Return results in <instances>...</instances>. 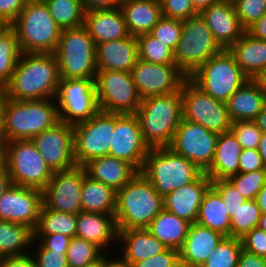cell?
<instances>
[{
  "label": "cell",
  "instance_id": "cell-18",
  "mask_svg": "<svg viewBox=\"0 0 266 267\" xmlns=\"http://www.w3.org/2000/svg\"><path fill=\"white\" fill-rule=\"evenodd\" d=\"M131 75L141 99L179 92L188 78L176 65L148 63L138 59Z\"/></svg>",
  "mask_w": 266,
  "mask_h": 267
},
{
  "label": "cell",
  "instance_id": "cell-5",
  "mask_svg": "<svg viewBox=\"0 0 266 267\" xmlns=\"http://www.w3.org/2000/svg\"><path fill=\"white\" fill-rule=\"evenodd\" d=\"M141 172L162 197L195 181L203 173L169 147L150 148Z\"/></svg>",
  "mask_w": 266,
  "mask_h": 267
},
{
  "label": "cell",
  "instance_id": "cell-16",
  "mask_svg": "<svg viewBox=\"0 0 266 267\" xmlns=\"http://www.w3.org/2000/svg\"><path fill=\"white\" fill-rule=\"evenodd\" d=\"M86 174L83 166L54 172L42 190L43 204L53 211L77 215L82 211L81 190Z\"/></svg>",
  "mask_w": 266,
  "mask_h": 267
},
{
  "label": "cell",
  "instance_id": "cell-9",
  "mask_svg": "<svg viewBox=\"0 0 266 267\" xmlns=\"http://www.w3.org/2000/svg\"><path fill=\"white\" fill-rule=\"evenodd\" d=\"M222 50L198 14L183 21L181 38L174 50L175 65L190 77L203 63Z\"/></svg>",
  "mask_w": 266,
  "mask_h": 267
},
{
  "label": "cell",
  "instance_id": "cell-20",
  "mask_svg": "<svg viewBox=\"0 0 266 267\" xmlns=\"http://www.w3.org/2000/svg\"><path fill=\"white\" fill-rule=\"evenodd\" d=\"M43 205L40 189L11 184L0 198V220L35 229Z\"/></svg>",
  "mask_w": 266,
  "mask_h": 267
},
{
  "label": "cell",
  "instance_id": "cell-43",
  "mask_svg": "<svg viewBox=\"0 0 266 267\" xmlns=\"http://www.w3.org/2000/svg\"><path fill=\"white\" fill-rule=\"evenodd\" d=\"M103 254L97 245L75 236L70 240L66 257L69 267H84L98 260Z\"/></svg>",
  "mask_w": 266,
  "mask_h": 267
},
{
  "label": "cell",
  "instance_id": "cell-25",
  "mask_svg": "<svg viewBox=\"0 0 266 267\" xmlns=\"http://www.w3.org/2000/svg\"><path fill=\"white\" fill-rule=\"evenodd\" d=\"M117 248L121 246L123 253L117 259L128 266L135 262L160 254L167 249L146 228L119 230ZM121 245H120V244Z\"/></svg>",
  "mask_w": 266,
  "mask_h": 267
},
{
  "label": "cell",
  "instance_id": "cell-11",
  "mask_svg": "<svg viewBox=\"0 0 266 267\" xmlns=\"http://www.w3.org/2000/svg\"><path fill=\"white\" fill-rule=\"evenodd\" d=\"M115 114L99 111L89 120L73 125L74 159L77 166L109 155Z\"/></svg>",
  "mask_w": 266,
  "mask_h": 267
},
{
  "label": "cell",
  "instance_id": "cell-63",
  "mask_svg": "<svg viewBox=\"0 0 266 267\" xmlns=\"http://www.w3.org/2000/svg\"><path fill=\"white\" fill-rule=\"evenodd\" d=\"M255 201L259 206L261 213H266V184L264 187L258 192Z\"/></svg>",
  "mask_w": 266,
  "mask_h": 267
},
{
  "label": "cell",
  "instance_id": "cell-23",
  "mask_svg": "<svg viewBox=\"0 0 266 267\" xmlns=\"http://www.w3.org/2000/svg\"><path fill=\"white\" fill-rule=\"evenodd\" d=\"M97 70L123 71L131 73L139 59L136 36L100 42L96 44Z\"/></svg>",
  "mask_w": 266,
  "mask_h": 267
},
{
  "label": "cell",
  "instance_id": "cell-74",
  "mask_svg": "<svg viewBox=\"0 0 266 267\" xmlns=\"http://www.w3.org/2000/svg\"><path fill=\"white\" fill-rule=\"evenodd\" d=\"M175 267H187L185 264H183V263H179L177 266H175Z\"/></svg>",
  "mask_w": 266,
  "mask_h": 267
},
{
  "label": "cell",
  "instance_id": "cell-58",
  "mask_svg": "<svg viewBox=\"0 0 266 267\" xmlns=\"http://www.w3.org/2000/svg\"><path fill=\"white\" fill-rule=\"evenodd\" d=\"M237 267H266V258L241 250L238 256Z\"/></svg>",
  "mask_w": 266,
  "mask_h": 267
},
{
  "label": "cell",
  "instance_id": "cell-21",
  "mask_svg": "<svg viewBox=\"0 0 266 267\" xmlns=\"http://www.w3.org/2000/svg\"><path fill=\"white\" fill-rule=\"evenodd\" d=\"M212 180L203 172L195 181L175 189L163 197V209L188 222L195 223L200 205Z\"/></svg>",
  "mask_w": 266,
  "mask_h": 267
},
{
  "label": "cell",
  "instance_id": "cell-30",
  "mask_svg": "<svg viewBox=\"0 0 266 267\" xmlns=\"http://www.w3.org/2000/svg\"><path fill=\"white\" fill-rule=\"evenodd\" d=\"M226 107L232 122L254 121L266 107V98L259 85L250 79L227 100Z\"/></svg>",
  "mask_w": 266,
  "mask_h": 267
},
{
  "label": "cell",
  "instance_id": "cell-55",
  "mask_svg": "<svg viewBox=\"0 0 266 267\" xmlns=\"http://www.w3.org/2000/svg\"><path fill=\"white\" fill-rule=\"evenodd\" d=\"M25 0H0V18L10 26L25 7Z\"/></svg>",
  "mask_w": 266,
  "mask_h": 267
},
{
  "label": "cell",
  "instance_id": "cell-70",
  "mask_svg": "<svg viewBox=\"0 0 266 267\" xmlns=\"http://www.w3.org/2000/svg\"><path fill=\"white\" fill-rule=\"evenodd\" d=\"M109 267H131L121 263L116 257L111 261Z\"/></svg>",
  "mask_w": 266,
  "mask_h": 267
},
{
  "label": "cell",
  "instance_id": "cell-40",
  "mask_svg": "<svg viewBox=\"0 0 266 267\" xmlns=\"http://www.w3.org/2000/svg\"><path fill=\"white\" fill-rule=\"evenodd\" d=\"M139 59L154 64L175 65L174 51L150 33L137 36Z\"/></svg>",
  "mask_w": 266,
  "mask_h": 267
},
{
  "label": "cell",
  "instance_id": "cell-44",
  "mask_svg": "<svg viewBox=\"0 0 266 267\" xmlns=\"http://www.w3.org/2000/svg\"><path fill=\"white\" fill-rule=\"evenodd\" d=\"M227 180L246 200H255L258 192L266 184V170L259 169L249 173H237Z\"/></svg>",
  "mask_w": 266,
  "mask_h": 267
},
{
  "label": "cell",
  "instance_id": "cell-32",
  "mask_svg": "<svg viewBox=\"0 0 266 267\" xmlns=\"http://www.w3.org/2000/svg\"><path fill=\"white\" fill-rule=\"evenodd\" d=\"M120 8L131 36L150 33L162 17L159 0H123Z\"/></svg>",
  "mask_w": 266,
  "mask_h": 267
},
{
  "label": "cell",
  "instance_id": "cell-72",
  "mask_svg": "<svg viewBox=\"0 0 266 267\" xmlns=\"http://www.w3.org/2000/svg\"><path fill=\"white\" fill-rule=\"evenodd\" d=\"M8 25L0 18V30L6 28Z\"/></svg>",
  "mask_w": 266,
  "mask_h": 267
},
{
  "label": "cell",
  "instance_id": "cell-13",
  "mask_svg": "<svg viewBox=\"0 0 266 267\" xmlns=\"http://www.w3.org/2000/svg\"><path fill=\"white\" fill-rule=\"evenodd\" d=\"M99 109L105 113L135 114L142 101L131 73L97 70L95 78Z\"/></svg>",
  "mask_w": 266,
  "mask_h": 267
},
{
  "label": "cell",
  "instance_id": "cell-52",
  "mask_svg": "<svg viewBox=\"0 0 266 267\" xmlns=\"http://www.w3.org/2000/svg\"><path fill=\"white\" fill-rule=\"evenodd\" d=\"M179 263V251L167 248L160 254L135 262L131 267H175Z\"/></svg>",
  "mask_w": 266,
  "mask_h": 267
},
{
  "label": "cell",
  "instance_id": "cell-1",
  "mask_svg": "<svg viewBox=\"0 0 266 267\" xmlns=\"http://www.w3.org/2000/svg\"><path fill=\"white\" fill-rule=\"evenodd\" d=\"M60 79L54 53H22L3 90L13 100L55 99Z\"/></svg>",
  "mask_w": 266,
  "mask_h": 267
},
{
  "label": "cell",
  "instance_id": "cell-36",
  "mask_svg": "<svg viewBox=\"0 0 266 267\" xmlns=\"http://www.w3.org/2000/svg\"><path fill=\"white\" fill-rule=\"evenodd\" d=\"M33 240L34 231L32 228L24 224L0 220L1 257L24 255L31 252L28 247L35 245Z\"/></svg>",
  "mask_w": 266,
  "mask_h": 267
},
{
  "label": "cell",
  "instance_id": "cell-68",
  "mask_svg": "<svg viewBox=\"0 0 266 267\" xmlns=\"http://www.w3.org/2000/svg\"><path fill=\"white\" fill-rule=\"evenodd\" d=\"M6 95L4 90H0V137H2L3 129V108L5 104Z\"/></svg>",
  "mask_w": 266,
  "mask_h": 267
},
{
  "label": "cell",
  "instance_id": "cell-34",
  "mask_svg": "<svg viewBox=\"0 0 266 267\" xmlns=\"http://www.w3.org/2000/svg\"><path fill=\"white\" fill-rule=\"evenodd\" d=\"M81 206L83 212L115 215L116 191L86 174L81 190Z\"/></svg>",
  "mask_w": 266,
  "mask_h": 267
},
{
  "label": "cell",
  "instance_id": "cell-57",
  "mask_svg": "<svg viewBox=\"0 0 266 267\" xmlns=\"http://www.w3.org/2000/svg\"><path fill=\"white\" fill-rule=\"evenodd\" d=\"M85 12L120 8L123 0H80Z\"/></svg>",
  "mask_w": 266,
  "mask_h": 267
},
{
  "label": "cell",
  "instance_id": "cell-53",
  "mask_svg": "<svg viewBox=\"0 0 266 267\" xmlns=\"http://www.w3.org/2000/svg\"><path fill=\"white\" fill-rule=\"evenodd\" d=\"M70 240V237L60 233L34 234L33 242H39L45 249L54 250L56 252H67Z\"/></svg>",
  "mask_w": 266,
  "mask_h": 267
},
{
  "label": "cell",
  "instance_id": "cell-37",
  "mask_svg": "<svg viewBox=\"0 0 266 267\" xmlns=\"http://www.w3.org/2000/svg\"><path fill=\"white\" fill-rule=\"evenodd\" d=\"M34 234H63L70 238L77 233L76 215L48 209L44 204L38 217Z\"/></svg>",
  "mask_w": 266,
  "mask_h": 267
},
{
  "label": "cell",
  "instance_id": "cell-39",
  "mask_svg": "<svg viewBox=\"0 0 266 267\" xmlns=\"http://www.w3.org/2000/svg\"><path fill=\"white\" fill-rule=\"evenodd\" d=\"M45 3L51 17L62 30L84 25L85 10L80 0H48Z\"/></svg>",
  "mask_w": 266,
  "mask_h": 267
},
{
  "label": "cell",
  "instance_id": "cell-22",
  "mask_svg": "<svg viewBox=\"0 0 266 267\" xmlns=\"http://www.w3.org/2000/svg\"><path fill=\"white\" fill-rule=\"evenodd\" d=\"M199 14L223 49H228L233 45L245 31L240 25L232 3L216 2Z\"/></svg>",
  "mask_w": 266,
  "mask_h": 267
},
{
  "label": "cell",
  "instance_id": "cell-46",
  "mask_svg": "<svg viewBox=\"0 0 266 267\" xmlns=\"http://www.w3.org/2000/svg\"><path fill=\"white\" fill-rule=\"evenodd\" d=\"M233 4L245 31L266 13V0H235Z\"/></svg>",
  "mask_w": 266,
  "mask_h": 267
},
{
  "label": "cell",
  "instance_id": "cell-71",
  "mask_svg": "<svg viewBox=\"0 0 266 267\" xmlns=\"http://www.w3.org/2000/svg\"><path fill=\"white\" fill-rule=\"evenodd\" d=\"M26 3H37V2H41V3H45L48 0H25Z\"/></svg>",
  "mask_w": 266,
  "mask_h": 267
},
{
  "label": "cell",
  "instance_id": "cell-50",
  "mask_svg": "<svg viewBox=\"0 0 266 267\" xmlns=\"http://www.w3.org/2000/svg\"><path fill=\"white\" fill-rule=\"evenodd\" d=\"M35 244L34 252H30V254L34 257L37 267H69L66 257L67 252L45 249L39 242Z\"/></svg>",
  "mask_w": 266,
  "mask_h": 267
},
{
  "label": "cell",
  "instance_id": "cell-42",
  "mask_svg": "<svg viewBox=\"0 0 266 267\" xmlns=\"http://www.w3.org/2000/svg\"><path fill=\"white\" fill-rule=\"evenodd\" d=\"M241 250L239 238L225 237L200 267H237Z\"/></svg>",
  "mask_w": 266,
  "mask_h": 267
},
{
  "label": "cell",
  "instance_id": "cell-3",
  "mask_svg": "<svg viewBox=\"0 0 266 267\" xmlns=\"http://www.w3.org/2000/svg\"><path fill=\"white\" fill-rule=\"evenodd\" d=\"M135 115L149 148L169 147L183 118L180 91L142 99Z\"/></svg>",
  "mask_w": 266,
  "mask_h": 267
},
{
  "label": "cell",
  "instance_id": "cell-27",
  "mask_svg": "<svg viewBox=\"0 0 266 267\" xmlns=\"http://www.w3.org/2000/svg\"><path fill=\"white\" fill-rule=\"evenodd\" d=\"M84 26L95 45L130 35L121 8L85 12Z\"/></svg>",
  "mask_w": 266,
  "mask_h": 267
},
{
  "label": "cell",
  "instance_id": "cell-6",
  "mask_svg": "<svg viewBox=\"0 0 266 267\" xmlns=\"http://www.w3.org/2000/svg\"><path fill=\"white\" fill-rule=\"evenodd\" d=\"M22 53H54L62 29L51 17L46 3H26L10 25Z\"/></svg>",
  "mask_w": 266,
  "mask_h": 267
},
{
  "label": "cell",
  "instance_id": "cell-31",
  "mask_svg": "<svg viewBox=\"0 0 266 267\" xmlns=\"http://www.w3.org/2000/svg\"><path fill=\"white\" fill-rule=\"evenodd\" d=\"M228 50L250 79L266 69V40L255 38L244 31Z\"/></svg>",
  "mask_w": 266,
  "mask_h": 267
},
{
  "label": "cell",
  "instance_id": "cell-38",
  "mask_svg": "<svg viewBox=\"0 0 266 267\" xmlns=\"http://www.w3.org/2000/svg\"><path fill=\"white\" fill-rule=\"evenodd\" d=\"M21 54L14 29L7 26L0 30V90L8 85Z\"/></svg>",
  "mask_w": 266,
  "mask_h": 267
},
{
  "label": "cell",
  "instance_id": "cell-56",
  "mask_svg": "<svg viewBox=\"0 0 266 267\" xmlns=\"http://www.w3.org/2000/svg\"><path fill=\"white\" fill-rule=\"evenodd\" d=\"M0 267H37L32 254L4 256L1 258Z\"/></svg>",
  "mask_w": 266,
  "mask_h": 267
},
{
  "label": "cell",
  "instance_id": "cell-7",
  "mask_svg": "<svg viewBox=\"0 0 266 267\" xmlns=\"http://www.w3.org/2000/svg\"><path fill=\"white\" fill-rule=\"evenodd\" d=\"M96 45L84 25L61 32L54 55L61 79H95Z\"/></svg>",
  "mask_w": 266,
  "mask_h": 267
},
{
  "label": "cell",
  "instance_id": "cell-35",
  "mask_svg": "<svg viewBox=\"0 0 266 267\" xmlns=\"http://www.w3.org/2000/svg\"><path fill=\"white\" fill-rule=\"evenodd\" d=\"M196 223L230 237V216L221 195L210 186L205 192Z\"/></svg>",
  "mask_w": 266,
  "mask_h": 267
},
{
  "label": "cell",
  "instance_id": "cell-29",
  "mask_svg": "<svg viewBox=\"0 0 266 267\" xmlns=\"http://www.w3.org/2000/svg\"><path fill=\"white\" fill-rule=\"evenodd\" d=\"M83 167L88 176L115 191L121 189L138 172L128 162L109 155L90 160Z\"/></svg>",
  "mask_w": 266,
  "mask_h": 267
},
{
  "label": "cell",
  "instance_id": "cell-48",
  "mask_svg": "<svg viewBox=\"0 0 266 267\" xmlns=\"http://www.w3.org/2000/svg\"><path fill=\"white\" fill-rule=\"evenodd\" d=\"M162 16L178 20L194 17L199 12L194 8L192 0H159Z\"/></svg>",
  "mask_w": 266,
  "mask_h": 267
},
{
  "label": "cell",
  "instance_id": "cell-64",
  "mask_svg": "<svg viewBox=\"0 0 266 267\" xmlns=\"http://www.w3.org/2000/svg\"><path fill=\"white\" fill-rule=\"evenodd\" d=\"M253 80L259 85L262 94L266 98V69L260 72Z\"/></svg>",
  "mask_w": 266,
  "mask_h": 267
},
{
  "label": "cell",
  "instance_id": "cell-41",
  "mask_svg": "<svg viewBox=\"0 0 266 267\" xmlns=\"http://www.w3.org/2000/svg\"><path fill=\"white\" fill-rule=\"evenodd\" d=\"M261 210L255 200H245L230 217V237L242 238L258 226Z\"/></svg>",
  "mask_w": 266,
  "mask_h": 267
},
{
  "label": "cell",
  "instance_id": "cell-12",
  "mask_svg": "<svg viewBox=\"0 0 266 267\" xmlns=\"http://www.w3.org/2000/svg\"><path fill=\"white\" fill-rule=\"evenodd\" d=\"M183 119L221 134L230 131L232 121L226 103L218 101L187 78L180 89Z\"/></svg>",
  "mask_w": 266,
  "mask_h": 267
},
{
  "label": "cell",
  "instance_id": "cell-17",
  "mask_svg": "<svg viewBox=\"0 0 266 267\" xmlns=\"http://www.w3.org/2000/svg\"><path fill=\"white\" fill-rule=\"evenodd\" d=\"M30 140L53 172L77 166L74 159L73 125L59 121Z\"/></svg>",
  "mask_w": 266,
  "mask_h": 267
},
{
  "label": "cell",
  "instance_id": "cell-19",
  "mask_svg": "<svg viewBox=\"0 0 266 267\" xmlns=\"http://www.w3.org/2000/svg\"><path fill=\"white\" fill-rule=\"evenodd\" d=\"M149 146L144 142L140 124L135 114H115V130L109 156L131 164L141 172Z\"/></svg>",
  "mask_w": 266,
  "mask_h": 267
},
{
  "label": "cell",
  "instance_id": "cell-60",
  "mask_svg": "<svg viewBox=\"0 0 266 267\" xmlns=\"http://www.w3.org/2000/svg\"><path fill=\"white\" fill-rule=\"evenodd\" d=\"M12 184L10 174L7 170H4L0 173V198L3 193L10 187Z\"/></svg>",
  "mask_w": 266,
  "mask_h": 267
},
{
  "label": "cell",
  "instance_id": "cell-14",
  "mask_svg": "<svg viewBox=\"0 0 266 267\" xmlns=\"http://www.w3.org/2000/svg\"><path fill=\"white\" fill-rule=\"evenodd\" d=\"M59 121L77 124L99 111L95 79H60L55 97Z\"/></svg>",
  "mask_w": 266,
  "mask_h": 267
},
{
  "label": "cell",
  "instance_id": "cell-69",
  "mask_svg": "<svg viewBox=\"0 0 266 267\" xmlns=\"http://www.w3.org/2000/svg\"><path fill=\"white\" fill-rule=\"evenodd\" d=\"M257 227L266 231V213L261 214V217L259 219V223H258Z\"/></svg>",
  "mask_w": 266,
  "mask_h": 267
},
{
  "label": "cell",
  "instance_id": "cell-51",
  "mask_svg": "<svg viewBox=\"0 0 266 267\" xmlns=\"http://www.w3.org/2000/svg\"><path fill=\"white\" fill-rule=\"evenodd\" d=\"M242 249L251 254L266 258V231L253 228L240 238Z\"/></svg>",
  "mask_w": 266,
  "mask_h": 267
},
{
  "label": "cell",
  "instance_id": "cell-33",
  "mask_svg": "<svg viewBox=\"0 0 266 267\" xmlns=\"http://www.w3.org/2000/svg\"><path fill=\"white\" fill-rule=\"evenodd\" d=\"M191 223L163 209L146 228L167 248L180 250Z\"/></svg>",
  "mask_w": 266,
  "mask_h": 267
},
{
  "label": "cell",
  "instance_id": "cell-26",
  "mask_svg": "<svg viewBox=\"0 0 266 267\" xmlns=\"http://www.w3.org/2000/svg\"><path fill=\"white\" fill-rule=\"evenodd\" d=\"M76 221V236L97 245L104 253H107L110 245L114 247L113 244L117 243L118 230L114 215L81 211L76 215Z\"/></svg>",
  "mask_w": 266,
  "mask_h": 267
},
{
  "label": "cell",
  "instance_id": "cell-47",
  "mask_svg": "<svg viewBox=\"0 0 266 267\" xmlns=\"http://www.w3.org/2000/svg\"><path fill=\"white\" fill-rule=\"evenodd\" d=\"M230 130L234 133L242 149H257L261 140L262 131L255 121L232 122Z\"/></svg>",
  "mask_w": 266,
  "mask_h": 267
},
{
  "label": "cell",
  "instance_id": "cell-24",
  "mask_svg": "<svg viewBox=\"0 0 266 267\" xmlns=\"http://www.w3.org/2000/svg\"><path fill=\"white\" fill-rule=\"evenodd\" d=\"M224 238L218 231L192 223L179 250L180 262L187 267H200Z\"/></svg>",
  "mask_w": 266,
  "mask_h": 267
},
{
  "label": "cell",
  "instance_id": "cell-28",
  "mask_svg": "<svg viewBox=\"0 0 266 267\" xmlns=\"http://www.w3.org/2000/svg\"><path fill=\"white\" fill-rule=\"evenodd\" d=\"M241 152L242 146L231 130L219 134L213 160L205 174L212 181L237 174Z\"/></svg>",
  "mask_w": 266,
  "mask_h": 267
},
{
  "label": "cell",
  "instance_id": "cell-54",
  "mask_svg": "<svg viewBox=\"0 0 266 267\" xmlns=\"http://www.w3.org/2000/svg\"><path fill=\"white\" fill-rule=\"evenodd\" d=\"M264 169L262 158L257 149H242L239 156L238 173H249Z\"/></svg>",
  "mask_w": 266,
  "mask_h": 267
},
{
  "label": "cell",
  "instance_id": "cell-61",
  "mask_svg": "<svg viewBox=\"0 0 266 267\" xmlns=\"http://www.w3.org/2000/svg\"><path fill=\"white\" fill-rule=\"evenodd\" d=\"M6 149L7 141L0 137V173L6 170Z\"/></svg>",
  "mask_w": 266,
  "mask_h": 267
},
{
  "label": "cell",
  "instance_id": "cell-65",
  "mask_svg": "<svg viewBox=\"0 0 266 267\" xmlns=\"http://www.w3.org/2000/svg\"><path fill=\"white\" fill-rule=\"evenodd\" d=\"M257 150L262 158L264 169L266 170V133H262Z\"/></svg>",
  "mask_w": 266,
  "mask_h": 267
},
{
  "label": "cell",
  "instance_id": "cell-2",
  "mask_svg": "<svg viewBox=\"0 0 266 267\" xmlns=\"http://www.w3.org/2000/svg\"><path fill=\"white\" fill-rule=\"evenodd\" d=\"M163 210V197L142 174L136 175L116 191L117 230L147 228Z\"/></svg>",
  "mask_w": 266,
  "mask_h": 267
},
{
  "label": "cell",
  "instance_id": "cell-45",
  "mask_svg": "<svg viewBox=\"0 0 266 267\" xmlns=\"http://www.w3.org/2000/svg\"><path fill=\"white\" fill-rule=\"evenodd\" d=\"M182 30V20L162 16L150 34L174 51L181 38Z\"/></svg>",
  "mask_w": 266,
  "mask_h": 267
},
{
  "label": "cell",
  "instance_id": "cell-66",
  "mask_svg": "<svg viewBox=\"0 0 266 267\" xmlns=\"http://www.w3.org/2000/svg\"><path fill=\"white\" fill-rule=\"evenodd\" d=\"M216 3V0H192L194 8L200 13L203 9L208 8L211 4Z\"/></svg>",
  "mask_w": 266,
  "mask_h": 267
},
{
  "label": "cell",
  "instance_id": "cell-4",
  "mask_svg": "<svg viewBox=\"0 0 266 267\" xmlns=\"http://www.w3.org/2000/svg\"><path fill=\"white\" fill-rule=\"evenodd\" d=\"M55 99H5L2 137L6 141L30 140L59 122Z\"/></svg>",
  "mask_w": 266,
  "mask_h": 267
},
{
  "label": "cell",
  "instance_id": "cell-10",
  "mask_svg": "<svg viewBox=\"0 0 266 267\" xmlns=\"http://www.w3.org/2000/svg\"><path fill=\"white\" fill-rule=\"evenodd\" d=\"M6 170L15 185L43 190L53 171L31 140L7 141Z\"/></svg>",
  "mask_w": 266,
  "mask_h": 267
},
{
  "label": "cell",
  "instance_id": "cell-15",
  "mask_svg": "<svg viewBox=\"0 0 266 267\" xmlns=\"http://www.w3.org/2000/svg\"><path fill=\"white\" fill-rule=\"evenodd\" d=\"M218 135L182 118L169 148L205 173L213 160Z\"/></svg>",
  "mask_w": 266,
  "mask_h": 267
},
{
  "label": "cell",
  "instance_id": "cell-73",
  "mask_svg": "<svg viewBox=\"0 0 266 267\" xmlns=\"http://www.w3.org/2000/svg\"><path fill=\"white\" fill-rule=\"evenodd\" d=\"M216 2H228L233 4L235 0H216Z\"/></svg>",
  "mask_w": 266,
  "mask_h": 267
},
{
  "label": "cell",
  "instance_id": "cell-8",
  "mask_svg": "<svg viewBox=\"0 0 266 267\" xmlns=\"http://www.w3.org/2000/svg\"><path fill=\"white\" fill-rule=\"evenodd\" d=\"M188 78L203 92L224 103L250 80L228 49L212 56Z\"/></svg>",
  "mask_w": 266,
  "mask_h": 267
},
{
  "label": "cell",
  "instance_id": "cell-59",
  "mask_svg": "<svg viewBox=\"0 0 266 267\" xmlns=\"http://www.w3.org/2000/svg\"><path fill=\"white\" fill-rule=\"evenodd\" d=\"M246 31L255 38L266 40V13Z\"/></svg>",
  "mask_w": 266,
  "mask_h": 267
},
{
  "label": "cell",
  "instance_id": "cell-67",
  "mask_svg": "<svg viewBox=\"0 0 266 267\" xmlns=\"http://www.w3.org/2000/svg\"><path fill=\"white\" fill-rule=\"evenodd\" d=\"M254 121L256 122L258 128L263 133H266V107L260 112Z\"/></svg>",
  "mask_w": 266,
  "mask_h": 267
},
{
  "label": "cell",
  "instance_id": "cell-49",
  "mask_svg": "<svg viewBox=\"0 0 266 267\" xmlns=\"http://www.w3.org/2000/svg\"><path fill=\"white\" fill-rule=\"evenodd\" d=\"M211 186L221 195L230 217L246 200L227 179L212 181Z\"/></svg>",
  "mask_w": 266,
  "mask_h": 267
},
{
  "label": "cell",
  "instance_id": "cell-62",
  "mask_svg": "<svg viewBox=\"0 0 266 267\" xmlns=\"http://www.w3.org/2000/svg\"><path fill=\"white\" fill-rule=\"evenodd\" d=\"M108 253H104L98 260L85 265L84 267H109L111 261L115 258V257H109L107 256ZM109 257V258H108Z\"/></svg>",
  "mask_w": 266,
  "mask_h": 267
}]
</instances>
